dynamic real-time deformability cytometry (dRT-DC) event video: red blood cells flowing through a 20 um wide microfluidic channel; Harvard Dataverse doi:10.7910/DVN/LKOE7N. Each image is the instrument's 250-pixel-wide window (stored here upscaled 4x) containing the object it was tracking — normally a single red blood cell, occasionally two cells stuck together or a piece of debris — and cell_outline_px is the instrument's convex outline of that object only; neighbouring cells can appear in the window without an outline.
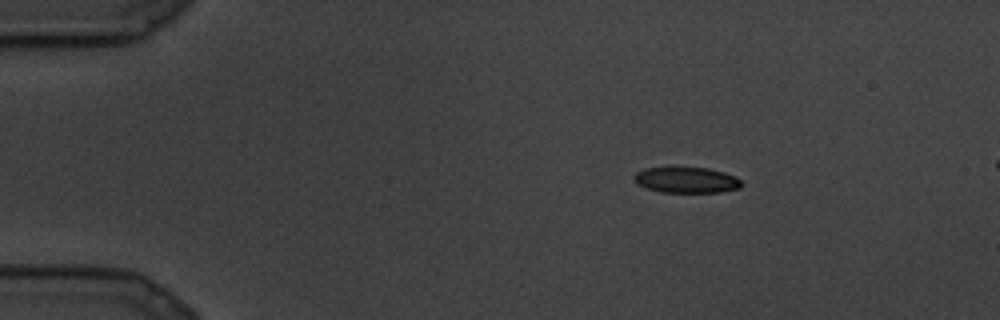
{"species": "common noctule bat (a hibernating species)", "species_latin": "Nyctalus noctula", "temperature_condition": "cold", "stored_images_in_passage": 10, "camera_frame_rate_fps": 3000, "um_per_image_px": 0.085, "animal": {"sex": "male", "body_mass_g": 19.5, "forearm_length_mm": 54.6}, "frame": {"image": 1, "passage_image": 5, "time_ms": 1.333, "image_size_px": [1000, 320], "cell_outline_px": [[744, 184], [740, 188], [720, 192], [660, 192], [644, 188], [636, 184], [632, 180], [632, 176], [636, 172], [644, 168], [668, 164], [708, 168], [724, 172], [736, 176]], "centroid_in_image_um": [58.26, 15.25], "position_along_channel_um": 26.7, "area_um2": 17.28}}